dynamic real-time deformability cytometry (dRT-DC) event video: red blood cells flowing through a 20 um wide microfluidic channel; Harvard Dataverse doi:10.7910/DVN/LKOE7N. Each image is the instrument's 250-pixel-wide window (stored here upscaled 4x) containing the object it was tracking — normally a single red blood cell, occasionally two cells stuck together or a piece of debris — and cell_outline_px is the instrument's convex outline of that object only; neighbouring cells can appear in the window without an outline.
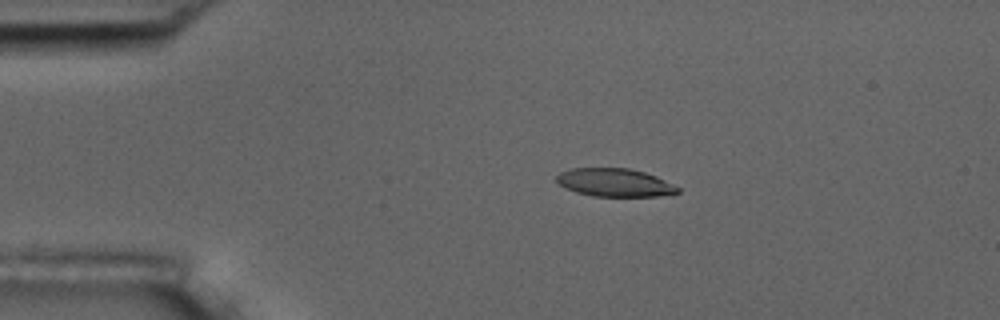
{"species": "common noctule bat (a hibernating species)", "species_latin": "Nyctalus noctula", "temperature_condition": "room temperature", "stored_images_in_passage": 4, "camera_frame_rate_fps": 3000, "um_per_image_px": 0.085, "animal": {"sex": "male", "body_mass_g": 17.5, "forearm_length_mm": 52.3}, "frame": {"image": 1, "passage_image": 2, "time_ms": 1.333, "image_size_px": [1000, 320], "cell_outline_px": [[680, 192], [656, 196], [592, 196], [576, 192], [560, 184], [556, 180], [556, 176], [560, 172], [572, 168], [628, 168], [644, 172], [656, 176], [680, 188]], "centroid_in_image_um": [52.24, 15.51], "position_along_channel_um": 32.8, "area_um2": 19.65}}